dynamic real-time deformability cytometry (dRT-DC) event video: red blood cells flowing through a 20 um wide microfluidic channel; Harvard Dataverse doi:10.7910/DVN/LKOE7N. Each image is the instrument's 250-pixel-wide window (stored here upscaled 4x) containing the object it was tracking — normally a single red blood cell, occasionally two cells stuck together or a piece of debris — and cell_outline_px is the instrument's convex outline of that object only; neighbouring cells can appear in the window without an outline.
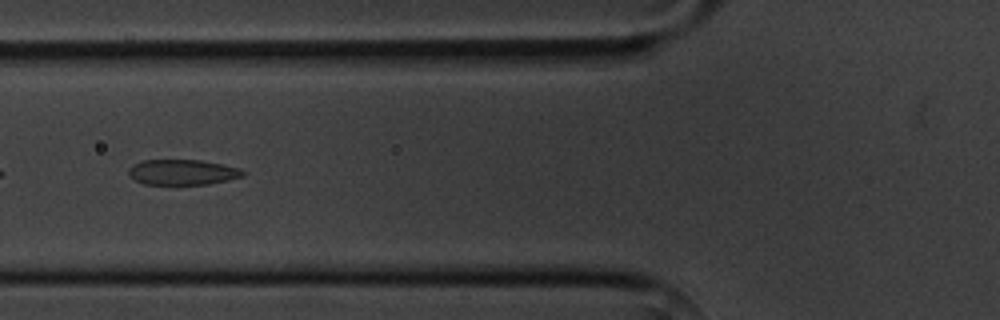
{"species": "common noctule bat (a hibernating species)", "species_latin": "Nyctalus noctula", "temperature_condition": "cold", "stored_images_in_passage": 7, "camera_frame_rate_fps": 3000, "um_per_image_px": 0.085, "animal": {"sex": "male", "body_mass_g": 20.1, "forearm_length_mm": 53.5}, "frame": {"image": 1, "passage_image": 5, "time_ms": 5.333, "image_size_px": [1000, 320], "cell_outline_px": [[248, 172], [244, 176], [228, 180], [208, 184], [144, 184], [136, 180], [128, 172], [128, 168], [132, 164], [144, 160], [200, 160], [224, 164], [240, 168]], "centroid_in_image_um": [15.57, 14.63], "position_along_channel_um": 110.2, "area_um2": 16.99}}
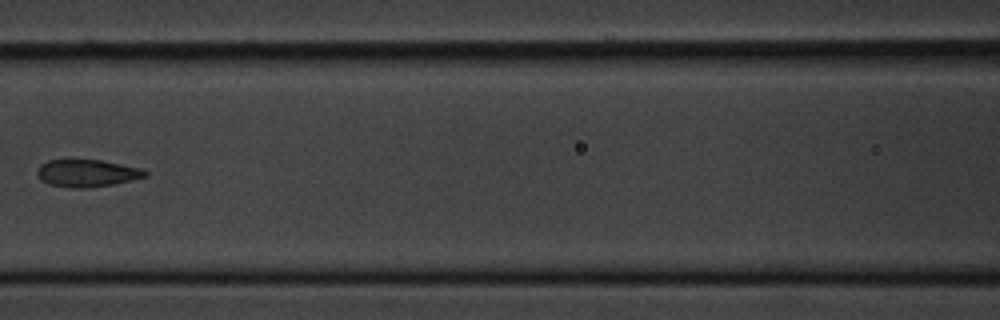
{"frame": {"image": 2, "passage_image": 6, "time_ms": 6.667, "image_size_px": [1000, 320], "cell_outline_px": [[148, 176], [112, 184], [88, 188], [68, 188], [48, 184], [40, 180], [36, 172], [36, 168], [40, 164], [48, 160], [68, 156], [100, 160], [144, 168], [148, 172]], "centroid_in_image_um": [7.32, 14.67], "position_along_channel_um": 159.3, "area_um2": 18.15}}
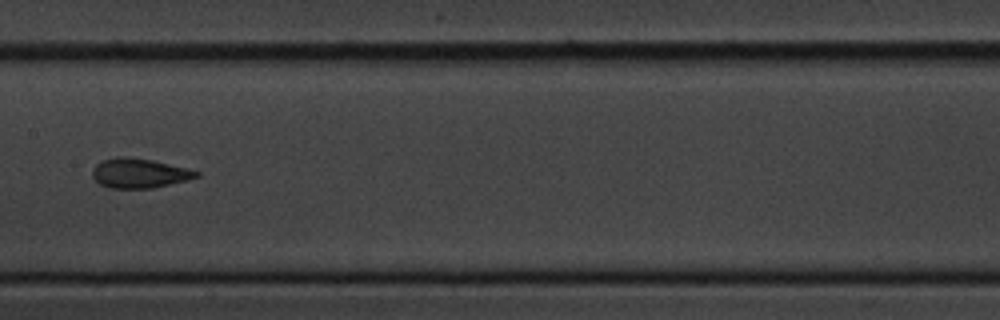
{"frame": {"image": 3, "passage_image": 7, "time_ms": 7.667, "image_size_px": [1000, 320], "cell_outline_px": [[200, 176], [188, 180], [152, 188], [108, 188], [100, 184], [92, 176], [92, 168], [96, 164], [104, 160], [116, 156], [128, 156], [152, 160], [200, 172]], "centroid_in_image_um": [11.81, 14.72], "position_along_channel_um": 195.6, "area_um2": 17.86}}